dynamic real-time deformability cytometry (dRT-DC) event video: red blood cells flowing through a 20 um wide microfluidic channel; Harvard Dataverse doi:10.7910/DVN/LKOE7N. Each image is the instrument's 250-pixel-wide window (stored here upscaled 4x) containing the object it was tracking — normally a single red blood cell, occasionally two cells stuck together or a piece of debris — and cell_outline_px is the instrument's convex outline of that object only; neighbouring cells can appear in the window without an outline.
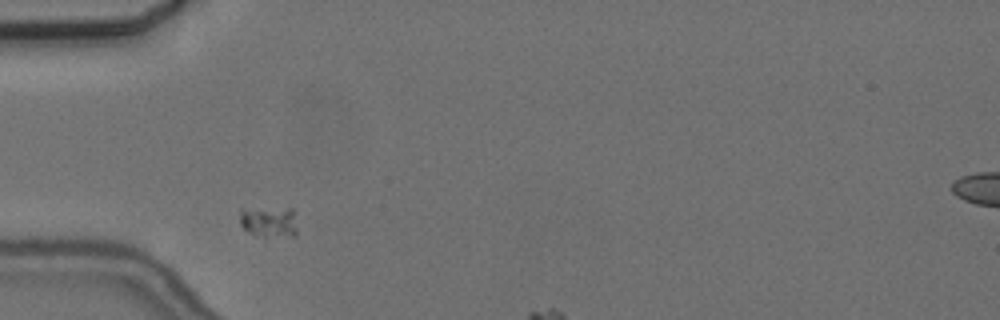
{"species": "common noctule bat (a hibernating species)", "species_latin": "Nyctalus noctula", "temperature_condition": "cold", "stored_images_in_passage": 2, "camera_frame_rate_fps": 3000, "um_per_image_px": 0.085, "animal": {"sex": "female", "body_mass_g": 24.6, "forearm_length_mm": 56.2}, "frame": {"image": 1, "passage_image": 1, "time_ms": 0.0, "image_size_px": [1000, 320], "cell_outline_px": [[296, 236], [264, 236], [252, 232], [244, 228], [240, 224], [240, 208], [292, 208], [296, 232]], "centroid_in_image_um": [22.84, 18.82], "position_along_channel_um": 62.2, "area_um2": 10.17}}